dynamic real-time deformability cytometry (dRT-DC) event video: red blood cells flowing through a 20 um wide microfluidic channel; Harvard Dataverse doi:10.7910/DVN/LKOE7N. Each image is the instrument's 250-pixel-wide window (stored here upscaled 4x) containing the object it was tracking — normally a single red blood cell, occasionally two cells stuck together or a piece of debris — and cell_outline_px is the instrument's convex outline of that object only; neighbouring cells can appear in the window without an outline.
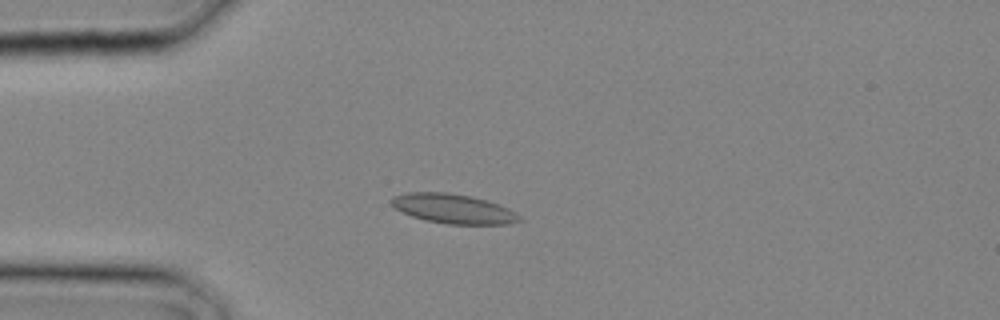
{"species": "common noctule bat (a hibernating species)", "species_latin": "Nyctalus noctula", "temperature_condition": "cold", "stored_images_in_passage": 3, "camera_frame_rate_fps": 3000, "um_per_image_px": 0.085, "animal": {"sex": "male", "body_mass_g": 20.4}, "frame": {"image": 1, "passage_image": 3, "time_ms": 0.667, "image_size_px": [1000, 320], "cell_outline_px": [[524, 220], [508, 224], [448, 224], [424, 220], [412, 216], [388, 204], [388, 200], [392, 196], [408, 192], [444, 192], [468, 196], [484, 200], [508, 208], [516, 212]], "centroid_in_image_um": [38.49, 17.74], "position_along_channel_um": 46.5, "area_um2": 21.96}}